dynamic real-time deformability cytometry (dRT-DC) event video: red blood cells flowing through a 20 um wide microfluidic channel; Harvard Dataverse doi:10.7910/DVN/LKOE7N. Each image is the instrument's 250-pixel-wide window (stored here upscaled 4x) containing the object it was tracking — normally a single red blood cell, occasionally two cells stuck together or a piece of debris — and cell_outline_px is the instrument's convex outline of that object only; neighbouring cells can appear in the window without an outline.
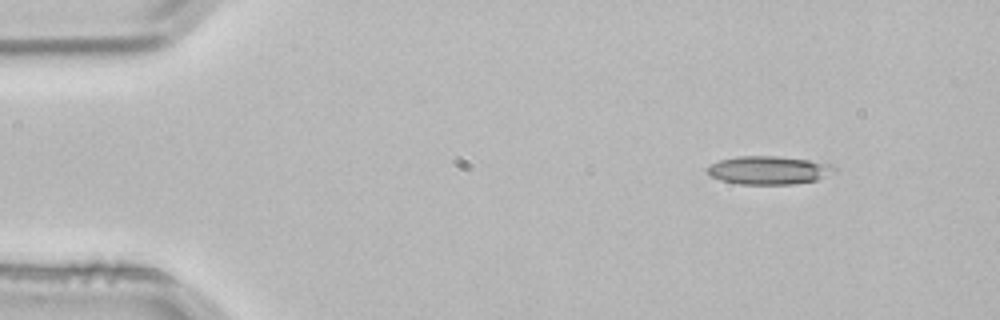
{"species": "common noctule bat (a hibernating species)", "species_latin": "Nyctalus noctula", "temperature_condition": "room temperature", "stored_images_in_passage": 2, "camera_frame_rate_fps": 3000, "um_per_image_px": 0.085, "animal": {"sex": "male", "body_mass_g": 21.5, "forearm_length_mm": 52.0}, "frame": {"image": 1, "passage_image": 1, "time_ms": 0.0, "image_size_px": [1000, 320], "cell_outline_px": [[836, 172], [816, 180], [792, 184], [740, 184], [720, 180], [712, 176], [704, 168], [720, 160], [736, 156], [776, 156], [808, 160], [832, 164], [836, 168]], "centroid_in_image_um": [65.35, 14.46], "position_along_channel_um": 19.6, "area_um2": 20.92}}